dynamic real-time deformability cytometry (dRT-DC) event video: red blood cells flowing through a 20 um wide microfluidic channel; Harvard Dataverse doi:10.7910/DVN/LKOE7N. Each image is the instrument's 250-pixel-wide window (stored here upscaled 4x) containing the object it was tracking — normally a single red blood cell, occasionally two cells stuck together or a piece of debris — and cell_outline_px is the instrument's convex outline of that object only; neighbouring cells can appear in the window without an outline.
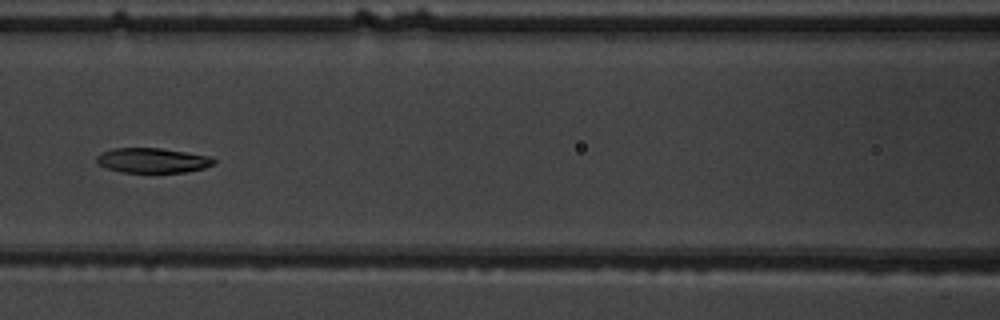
{"species": "common noctule bat (a hibernating species)", "species_latin": "Nyctalus noctula", "temperature_condition": "warm", "stored_images_in_passage": 7, "camera_frame_rate_fps": 3000, "um_per_image_px": 0.085, "animal": {"sex": "male", "body_mass_g": 19.5, "forearm_length_mm": 54.6}, "frame": {"image": 1, "passage_image": 6, "time_ms": 5.667, "image_size_px": [1000, 320], "cell_outline_px": [[216, 164], [204, 168], [184, 172], [120, 172], [108, 168], [100, 164], [96, 160], [96, 156], [100, 152], [112, 148], [160, 148], [212, 156], [216, 160]], "centroid_in_image_um": [12.99, 13.62], "position_along_channel_um": 153.6, "area_um2": 17.05}}
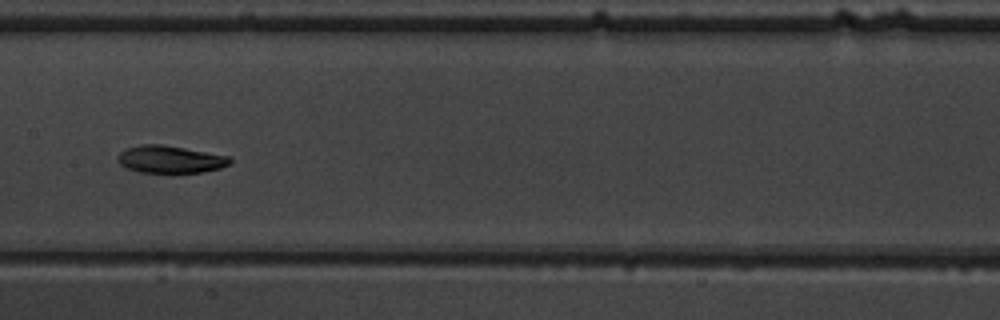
{"frame": {"image": 2, "passage_image": 7, "time_ms": 6.667, "image_size_px": [1000, 320], "cell_outline_px": [[232, 160], [228, 164], [220, 168], [200, 172], [140, 172], [128, 168], [120, 164], [120, 152], [124, 148], [140, 144], [160, 144], [232, 156]], "centroid_in_image_um": [14.49, 13.53], "position_along_channel_um": 192.9, "area_um2": 17.69}}